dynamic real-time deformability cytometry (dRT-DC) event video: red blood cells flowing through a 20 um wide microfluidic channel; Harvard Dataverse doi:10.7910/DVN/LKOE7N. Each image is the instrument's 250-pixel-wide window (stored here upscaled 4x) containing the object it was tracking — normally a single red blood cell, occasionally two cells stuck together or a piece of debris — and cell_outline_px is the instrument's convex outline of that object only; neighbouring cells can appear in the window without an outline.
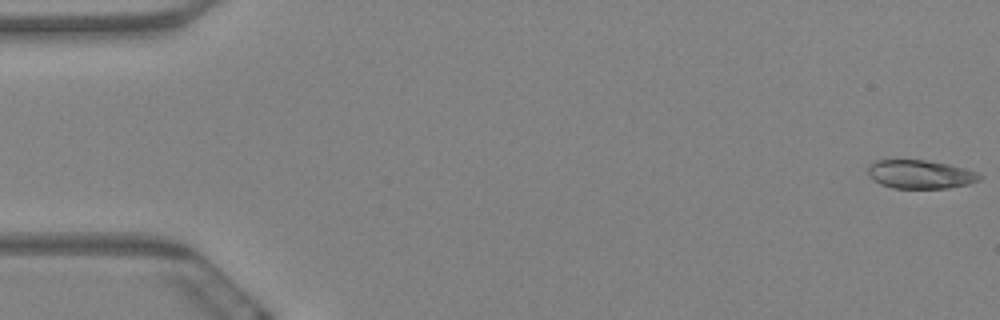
{"species": "Egyptian fruit bat (a non-hibernating species)", "species_latin": "Rousettus aegyptiacus", "temperature_condition": "warm", "stored_images_in_passage": 6, "camera_frame_rate_fps": 3000, "um_per_image_px": 0.085, "animal": {"sex": "female"}, "frame": {"image": 1, "passage_image": 1, "time_ms": 0.0, "image_size_px": [1000, 320], "cell_outline_px": [[984, 176], [980, 180], [968, 184], [948, 188], [892, 188], [880, 184], [872, 180], [868, 176], [868, 164], [876, 160], [924, 160], [948, 164], [964, 168], [976, 172]], "centroid_in_image_um": [78.2, 14.82], "position_along_channel_um": 6.8, "area_um2": 18.73}}
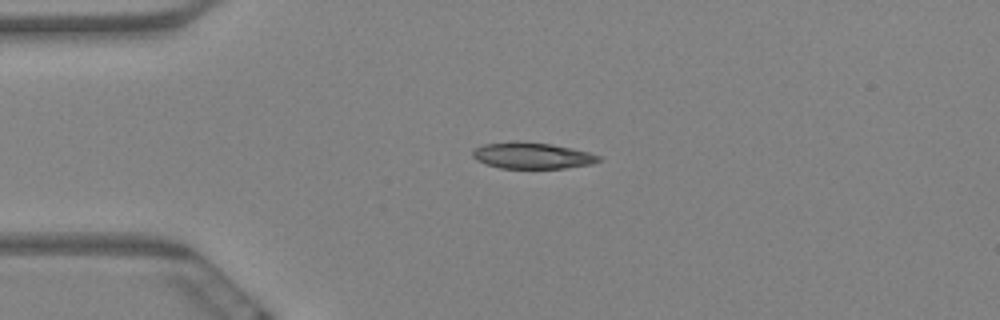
{"frame": {"image": 2, "passage_image": 4, "time_ms": 1.0, "image_size_px": [1000, 320], "cell_outline_px": [[604, 160], [592, 164], [564, 168], [500, 168], [484, 164], [476, 160], [472, 156], [472, 152], [476, 148], [484, 144], [516, 140], [520, 140], [552, 144], [572, 148], [588, 152], [600, 156]], "centroid_in_image_um": [45.23, 13.21], "position_along_channel_um": 39.8, "area_um2": 19.59}}
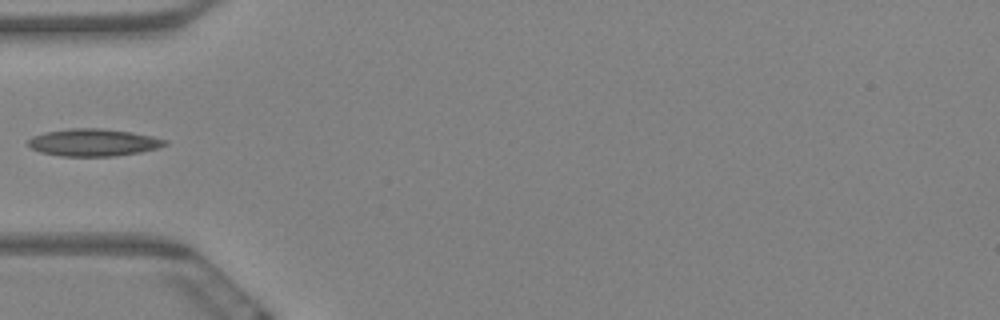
{"frame": {"image": 3, "passage_image": 6, "time_ms": 1.667, "image_size_px": [1000, 320], "cell_outline_px": [[168, 144], [156, 148], [140, 152], [116, 156], [60, 156], [40, 152], [32, 148], [28, 144], [28, 140], [32, 136], [44, 132], [72, 128], [100, 128], [132, 132], [152, 136], [168, 140]], "centroid_in_image_um": [7.94, 12.11], "position_along_channel_um": 77.1, "area_um2": 21.79}}